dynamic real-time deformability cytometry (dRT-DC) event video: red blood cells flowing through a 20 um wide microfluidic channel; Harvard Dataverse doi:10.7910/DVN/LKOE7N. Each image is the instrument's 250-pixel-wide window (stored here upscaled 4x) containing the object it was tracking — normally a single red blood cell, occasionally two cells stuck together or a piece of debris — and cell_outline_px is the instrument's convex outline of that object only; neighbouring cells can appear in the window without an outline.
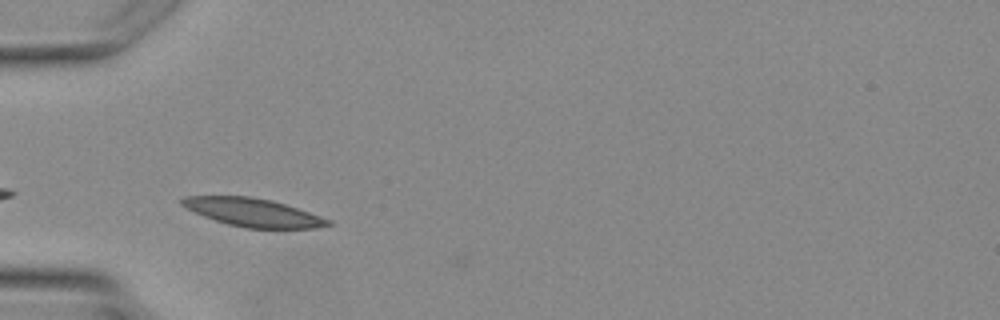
{"species": "Egyptian fruit bat (a non-hibernating species)", "species_latin": "Rousettus aegyptiacus", "temperature_condition": "warm", "stored_images_in_passage": 3, "camera_frame_rate_fps": 3000, "um_per_image_px": 0.085, "animal": {"sex": "female"}, "frame": {"image": 1, "passage_image": 2, "time_ms": 1.333, "image_size_px": [1000, 320], "cell_outline_px": [[332, 224], [316, 228], [244, 228], [228, 224], [204, 216], [180, 204], [180, 200], [184, 196], [252, 196], [272, 200], [332, 220]], "centroid_in_image_um": [21.51, 18.05], "position_along_channel_um": 63.5, "area_um2": 23.76}}